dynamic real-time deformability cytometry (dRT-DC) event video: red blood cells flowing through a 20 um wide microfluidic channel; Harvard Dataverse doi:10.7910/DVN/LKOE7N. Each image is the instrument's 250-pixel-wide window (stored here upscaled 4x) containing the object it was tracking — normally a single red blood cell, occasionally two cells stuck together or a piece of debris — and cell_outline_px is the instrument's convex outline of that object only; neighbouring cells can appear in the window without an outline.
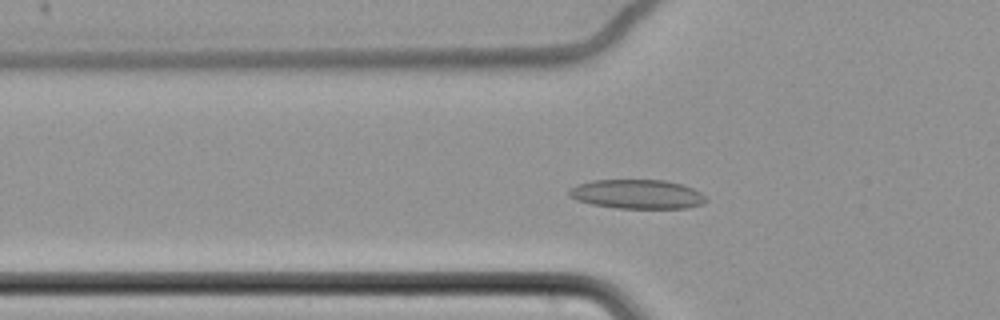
{"species": "common noctule bat (a hibernating species)", "species_latin": "Nyctalus noctula", "temperature_condition": "cold", "stored_images_in_passage": 56, "camera_frame_rate_fps": 3000, "um_per_image_px": 0.085, "animal": {"sex": "female", "body_mass_g": 22.7, "forearm_length_mm": 54.2}, "frame": {"image": 1, "passage_image": 16, "time_ms": 5.0, "image_size_px": [1000, 320], "cell_outline_px": [[708, 200], [704, 204], [684, 208], [616, 208], [592, 204], [576, 200], [568, 196], [568, 188], [576, 184], [592, 180], [664, 180], [680, 184], [692, 188], [700, 192]], "centroid_in_image_um": [54.11, 16.5], "position_along_channel_um": 71.7, "area_um2": 23.41}}
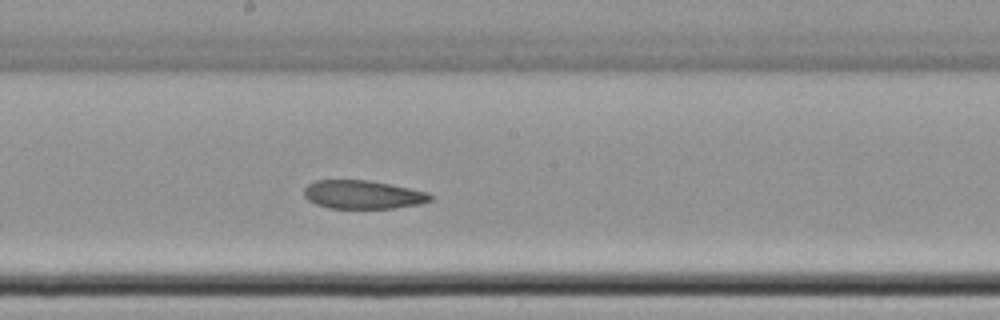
{"frame": {"image": 2, "passage_image": 29, "time_ms": 9.333, "image_size_px": [1000, 320], "cell_outline_px": [[432, 200], [420, 204], [392, 208], [328, 208], [316, 204], [308, 200], [304, 196], [304, 188], [308, 184], [316, 180], [368, 180], [428, 192], [432, 196]], "centroid_in_image_um": [30.82, 16.54], "position_along_channel_um": 217.4, "area_um2": 20.87}}
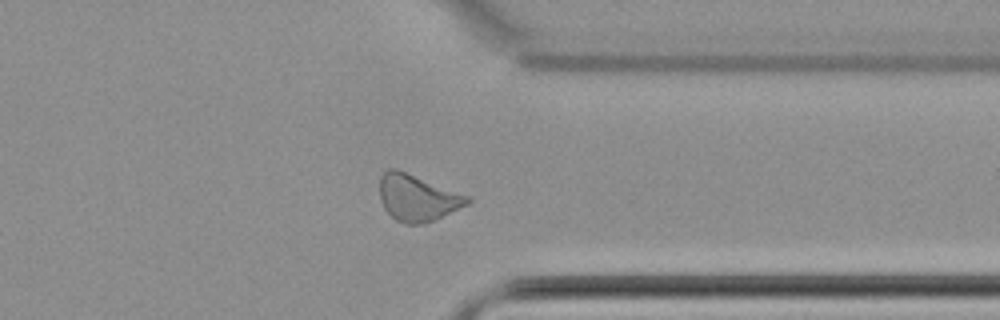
{"frame": {"image": 3, "passage_image": 43, "time_ms": 14.0, "image_size_px": [1000, 320], "cell_outline_px": [[472, 200], [468, 204], [424, 224], [408, 224], [396, 220], [384, 208], [380, 200], [380, 176], [388, 168], [396, 168], [472, 196]], "centroid_in_image_um": [35.49, 16.79], "position_along_channel_um": 375.9, "area_um2": 23.87}}